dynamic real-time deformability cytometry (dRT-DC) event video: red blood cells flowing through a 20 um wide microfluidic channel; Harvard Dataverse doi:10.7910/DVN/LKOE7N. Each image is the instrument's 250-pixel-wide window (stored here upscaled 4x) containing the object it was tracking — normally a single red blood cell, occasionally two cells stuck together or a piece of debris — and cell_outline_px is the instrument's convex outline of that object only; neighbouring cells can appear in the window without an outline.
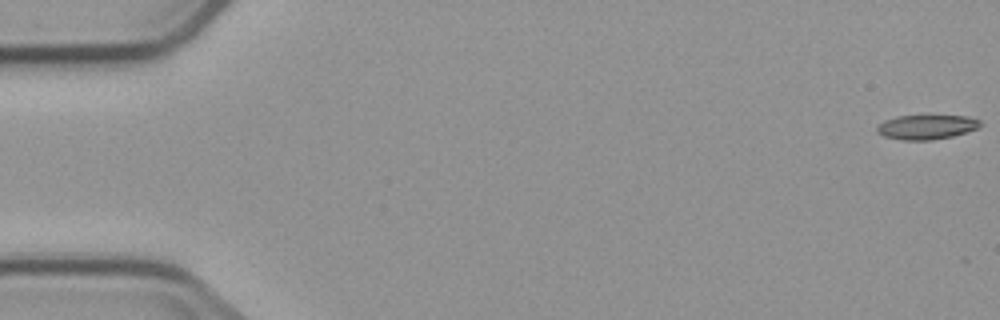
{"species": "common noctule bat (a hibernating species)", "species_latin": "Nyctalus noctula", "temperature_condition": "cold", "stored_images_in_passage": 4, "camera_frame_rate_fps": 3000, "um_per_image_px": 0.085, "animal": {"sex": "male", "body_mass_g": 23.1, "forearm_length_mm": 52.7}, "frame": {"image": 1, "passage_image": 1, "time_ms": 0.0, "image_size_px": [1000, 320], "cell_outline_px": [[984, 124], [980, 128], [952, 136], [932, 140], [900, 140], [884, 136], [876, 132], [876, 128], [884, 120], [896, 116], [968, 116], [980, 120]], "centroid_in_image_um": [78.78, 10.8], "position_along_channel_um": 6.2, "area_um2": 14.85}}